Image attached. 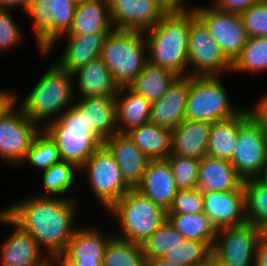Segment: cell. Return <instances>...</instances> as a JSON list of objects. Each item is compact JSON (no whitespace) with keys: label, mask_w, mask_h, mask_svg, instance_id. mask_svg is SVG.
Returning <instances> with one entry per match:
<instances>
[{"label":"cell","mask_w":267,"mask_h":266,"mask_svg":"<svg viewBox=\"0 0 267 266\" xmlns=\"http://www.w3.org/2000/svg\"><path fill=\"white\" fill-rule=\"evenodd\" d=\"M102 266H145L142 245L113 237L105 250Z\"/></svg>","instance_id":"obj_36"},{"label":"cell","mask_w":267,"mask_h":266,"mask_svg":"<svg viewBox=\"0 0 267 266\" xmlns=\"http://www.w3.org/2000/svg\"><path fill=\"white\" fill-rule=\"evenodd\" d=\"M78 205L77 198L33 194L1 210L29 233L48 257H59L78 228L74 223Z\"/></svg>","instance_id":"obj_1"},{"label":"cell","mask_w":267,"mask_h":266,"mask_svg":"<svg viewBox=\"0 0 267 266\" xmlns=\"http://www.w3.org/2000/svg\"><path fill=\"white\" fill-rule=\"evenodd\" d=\"M204 213L203 196L197 189L178 190L167 214Z\"/></svg>","instance_id":"obj_43"},{"label":"cell","mask_w":267,"mask_h":266,"mask_svg":"<svg viewBox=\"0 0 267 266\" xmlns=\"http://www.w3.org/2000/svg\"><path fill=\"white\" fill-rule=\"evenodd\" d=\"M262 234L267 237V226L262 229Z\"/></svg>","instance_id":"obj_56"},{"label":"cell","mask_w":267,"mask_h":266,"mask_svg":"<svg viewBox=\"0 0 267 266\" xmlns=\"http://www.w3.org/2000/svg\"><path fill=\"white\" fill-rule=\"evenodd\" d=\"M231 70L232 62L212 38L206 24L190 7L188 76H221L231 73Z\"/></svg>","instance_id":"obj_9"},{"label":"cell","mask_w":267,"mask_h":266,"mask_svg":"<svg viewBox=\"0 0 267 266\" xmlns=\"http://www.w3.org/2000/svg\"><path fill=\"white\" fill-rule=\"evenodd\" d=\"M185 238L168 219L143 243L145 259L162 257Z\"/></svg>","instance_id":"obj_38"},{"label":"cell","mask_w":267,"mask_h":266,"mask_svg":"<svg viewBox=\"0 0 267 266\" xmlns=\"http://www.w3.org/2000/svg\"><path fill=\"white\" fill-rule=\"evenodd\" d=\"M248 37H267V0H261L240 14Z\"/></svg>","instance_id":"obj_41"},{"label":"cell","mask_w":267,"mask_h":266,"mask_svg":"<svg viewBox=\"0 0 267 266\" xmlns=\"http://www.w3.org/2000/svg\"><path fill=\"white\" fill-rule=\"evenodd\" d=\"M100 58L107 65L119 87H129L148 62L144 32L111 30L104 42Z\"/></svg>","instance_id":"obj_6"},{"label":"cell","mask_w":267,"mask_h":266,"mask_svg":"<svg viewBox=\"0 0 267 266\" xmlns=\"http://www.w3.org/2000/svg\"><path fill=\"white\" fill-rule=\"evenodd\" d=\"M15 99V92L9 89L1 88L0 90V114Z\"/></svg>","instance_id":"obj_49"},{"label":"cell","mask_w":267,"mask_h":266,"mask_svg":"<svg viewBox=\"0 0 267 266\" xmlns=\"http://www.w3.org/2000/svg\"><path fill=\"white\" fill-rule=\"evenodd\" d=\"M190 8L167 12L154 27L144 32L148 62L188 76V35Z\"/></svg>","instance_id":"obj_2"},{"label":"cell","mask_w":267,"mask_h":266,"mask_svg":"<svg viewBox=\"0 0 267 266\" xmlns=\"http://www.w3.org/2000/svg\"><path fill=\"white\" fill-rule=\"evenodd\" d=\"M178 77L169 69L147 62L129 87L152 103L159 100Z\"/></svg>","instance_id":"obj_30"},{"label":"cell","mask_w":267,"mask_h":266,"mask_svg":"<svg viewBox=\"0 0 267 266\" xmlns=\"http://www.w3.org/2000/svg\"><path fill=\"white\" fill-rule=\"evenodd\" d=\"M259 179L267 186V164L265 165L263 174Z\"/></svg>","instance_id":"obj_53"},{"label":"cell","mask_w":267,"mask_h":266,"mask_svg":"<svg viewBox=\"0 0 267 266\" xmlns=\"http://www.w3.org/2000/svg\"><path fill=\"white\" fill-rule=\"evenodd\" d=\"M126 134L150 159H167L172 153V131L152 122L135 127Z\"/></svg>","instance_id":"obj_29"},{"label":"cell","mask_w":267,"mask_h":266,"mask_svg":"<svg viewBox=\"0 0 267 266\" xmlns=\"http://www.w3.org/2000/svg\"><path fill=\"white\" fill-rule=\"evenodd\" d=\"M41 129L14 99L0 114V158L10 166H22Z\"/></svg>","instance_id":"obj_11"},{"label":"cell","mask_w":267,"mask_h":266,"mask_svg":"<svg viewBox=\"0 0 267 266\" xmlns=\"http://www.w3.org/2000/svg\"><path fill=\"white\" fill-rule=\"evenodd\" d=\"M145 266H181L162 257L145 259Z\"/></svg>","instance_id":"obj_50"},{"label":"cell","mask_w":267,"mask_h":266,"mask_svg":"<svg viewBox=\"0 0 267 266\" xmlns=\"http://www.w3.org/2000/svg\"><path fill=\"white\" fill-rule=\"evenodd\" d=\"M135 189L167 211L178 191L169 162L166 159L150 160Z\"/></svg>","instance_id":"obj_22"},{"label":"cell","mask_w":267,"mask_h":266,"mask_svg":"<svg viewBox=\"0 0 267 266\" xmlns=\"http://www.w3.org/2000/svg\"><path fill=\"white\" fill-rule=\"evenodd\" d=\"M193 266H209V258L206 259L205 261H202L200 263H197V264H195Z\"/></svg>","instance_id":"obj_54"},{"label":"cell","mask_w":267,"mask_h":266,"mask_svg":"<svg viewBox=\"0 0 267 266\" xmlns=\"http://www.w3.org/2000/svg\"><path fill=\"white\" fill-rule=\"evenodd\" d=\"M166 160L171 166L178 190L197 189L200 159L170 155Z\"/></svg>","instance_id":"obj_40"},{"label":"cell","mask_w":267,"mask_h":266,"mask_svg":"<svg viewBox=\"0 0 267 266\" xmlns=\"http://www.w3.org/2000/svg\"><path fill=\"white\" fill-rule=\"evenodd\" d=\"M0 224L14 228L0 243V266H36L48 258L36 240L16 225L1 209Z\"/></svg>","instance_id":"obj_17"},{"label":"cell","mask_w":267,"mask_h":266,"mask_svg":"<svg viewBox=\"0 0 267 266\" xmlns=\"http://www.w3.org/2000/svg\"><path fill=\"white\" fill-rule=\"evenodd\" d=\"M204 214L219 230L247 223L243 184L237 190L202 193Z\"/></svg>","instance_id":"obj_18"},{"label":"cell","mask_w":267,"mask_h":266,"mask_svg":"<svg viewBox=\"0 0 267 266\" xmlns=\"http://www.w3.org/2000/svg\"><path fill=\"white\" fill-rule=\"evenodd\" d=\"M41 75L23 100L15 92V101L32 122L43 128L72 106L75 96L73 75L56 63Z\"/></svg>","instance_id":"obj_3"},{"label":"cell","mask_w":267,"mask_h":266,"mask_svg":"<svg viewBox=\"0 0 267 266\" xmlns=\"http://www.w3.org/2000/svg\"><path fill=\"white\" fill-rule=\"evenodd\" d=\"M209 266H225L219 262L213 255L209 257Z\"/></svg>","instance_id":"obj_52"},{"label":"cell","mask_w":267,"mask_h":266,"mask_svg":"<svg viewBox=\"0 0 267 266\" xmlns=\"http://www.w3.org/2000/svg\"><path fill=\"white\" fill-rule=\"evenodd\" d=\"M11 12L0 9V53L11 51L24 41V30L20 29Z\"/></svg>","instance_id":"obj_42"},{"label":"cell","mask_w":267,"mask_h":266,"mask_svg":"<svg viewBox=\"0 0 267 266\" xmlns=\"http://www.w3.org/2000/svg\"><path fill=\"white\" fill-rule=\"evenodd\" d=\"M36 266H61L59 257H48Z\"/></svg>","instance_id":"obj_51"},{"label":"cell","mask_w":267,"mask_h":266,"mask_svg":"<svg viewBox=\"0 0 267 266\" xmlns=\"http://www.w3.org/2000/svg\"><path fill=\"white\" fill-rule=\"evenodd\" d=\"M247 223L260 229L267 226V186L259 179L243 180Z\"/></svg>","instance_id":"obj_35"},{"label":"cell","mask_w":267,"mask_h":266,"mask_svg":"<svg viewBox=\"0 0 267 266\" xmlns=\"http://www.w3.org/2000/svg\"><path fill=\"white\" fill-rule=\"evenodd\" d=\"M262 229L245 223L217 230L212 255L225 266H255Z\"/></svg>","instance_id":"obj_13"},{"label":"cell","mask_w":267,"mask_h":266,"mask_svg":"<svg viewBox=\"0 0 267 266\" xmlns=\"http://www.w3.org/2000/svg\"><path fill=\"white\" fill-rule=\"evenodd\" d=\"M72 75L75 98L88 96L116 97L118 94L120 87L115 83L107 65L100 57L91 60Z\"/></svg>","instance_id":"obj_21"},{"label":"cell","mask_w":267,"mask_h":266,"mask_svg":"<svg viewBox=\"0 0 267 266\" xmlns=\"http://www.w3.org/2000/svg\"><path fill=\"white\" fill-rule=\"evenodd\" d=\"M86 174L87 185L106 212L131 187L124 180L113 154L102 144L79 169Z\"/></svg>","instance_id":"obj_10"},{"label":"cell","mask_w":267,"mask_h":266,"mask_svg":"<svg viewBox=\"0 0 267 266\" xmlns=\"http://www.w3.org/2000/svg\"><path fill=\"white\" fill-rule=\"evenodd\" d=\"M212 255V248L205 242L184 239L162 256L181 266H193Z\"/></svg>","instance_id":"obj_39"},{"label":"cell","mask_w":267,"mask_h":266,"mask_svg":"<svg viewBox=\"0 0 267 266\" xmlns=\"http://www.w3.org/2000/svg\"><path fill=\"white\" fill-rule=\"evenodd\" d=\"M221 76H190L186 120L214 123L239 114L244 108L233 106Z\"/></svg>","instance_id":"obj_7"},{"label":"cell","mask_w":267,"mask_h":266,"mask_svg":"<svg viewBox=\"0 0 267 266\" xmlns=\"http://www.w3.org/2000/svg\"><path fill=\"white\" fill-rule=\"evenodd\" d=\"M255 266H267V237L263 234L258 241Z\"/></svg>","instance_id":"obj_47"},{"label":"cell","mask_w":267,"mask_h":266,"mask_svg":"<svg viewBox=\"0 0 267 266\" xmlns=\"http://www.w3.org/2000/svg\"><path fill=\"white\" fill-rule=\"evenodd\" d=\"M239 134V114L212 123L206 149L210 157L232 160Z\"/></svg>","instance_id":"obj_31"},{"label":"cell","mask_w":267,"mask_h":266,"mask_svg":"<svg viewBox=\"0 0 267 266\" xmlns=\"http://www.w3.org/2000/svg\"><path fill=\"white\" fill-rule=\"evenodd\" d=\"M117 132L126 133L150 122L152 103L130 87H120L116 96Z\"/></svg>","instance_id":"obj_28"},{"label":"cell","mask_w":267,"mask_h":266,"mask_svg":"<svg viewBox=\"0 0 267 266\" xmlns=\"http://www.w3.org/2000/svg\"><path fill=\"white\" fill-rule=\"evenodd\" d=\"M261 0H213L212 5L225 12L241 14Z\"/></svg>","instance_id":"obj_45"},{"label":"cell","mask_w":267,"mask_h":266,"mask_svg":"<svg viewBox=\"0 0 267 266\" xmlns=\"http://www.w3.org/2000/svg\"><path fill=\"white\" fill-rule=\"evenodd\" d=\"M114 233L96 226H79L65 251L59 256L61 266H102L103 256Z\"/></svg>","instance_id":"obj_15"},{"label":"cell","mask_w":267,"mask_h":266,"mask_svg":"<svg viewBox=\"0 0 267 266\" xmlns=\"http://www.w3.org/2000/svg\"><path fill=\"white\" fill-rule=\"evenodd\" d=\"M189 89L190 76H179L159 100L152 102L150 122L174 130L185 120Z\"/></svg>","instance_id":"obj_19"},{"label":"cell","mask_w":267,"mask_h":266,"mask_svg":"<svg viewBox=\"0 0 267 266\" xmlns=\"http://www.w3.org/2000/svg\"><path fill=\"white\" fill-rule=\"evenodd\" d=\"M109 32H94L91 35L61 36L66 37V44L55 62L61 69L74 73L91 60L101 55L105 39Z\"/></svg>","instance_id":"obj_23"},{"label":"cell","mask_w":267,"mask_h":266,"mask_svg":"<svg viewBox=\"0 0 267 266\" xmlns=\"http://www.w3.org/2000/svg\"><path fill=\"white\" fill-rule=\"evenodd\" d=\"M58 147L62 161L81 168L103 141L88 128L85 109L77 101L42 128Z\"/></svg>","instance_id":"obj_4"},{"label":"cell","mask_w":267,"mask_h":266,"mask_svg":"<svg viewBox=\"0 0 267 266\" xmlns=\"http://www.w3.org/2000/svg\"><path fill=\"white\" fill-rule=\"evenodd\" d=\"M212 123L184 120L172 130V153L202 159L206 155Z\"/></svg>","instance_id":"obj_25"},{"label":"cell","mask_w":267,"mask_h":266,"mask_svg":"<svg viewBox=\"0 0 267 266\" xmlns=\"http://www.w3.org/2000/svg\"><path fill=\"white\" fill-rule=\"evenodd\" d=\"M190 7L206 24L212 38L220 46L224 55L233 63L241 54L248 40L240 14L222 11L210 5H193Z\"/></svg>","instance_id":"obj_14"},{"label":"cell","mask_w":267,"mask_h":266,"mask_svg":"<svg viewBox=\"0 0 267 266\" xmlns=\"http://www.w3.org/2000/svg\"><path fill=\"white\" fill-rule=\"evenodd\" d=\"M79 173V168L74 164L66 161H59L53 164L46 170L42 171V184L44 193L37 192L38 196H49V197H62V198H77L76 195L68 193L71 188L76 185L75 179L78 177L76 174ZM65 193L68 195L66 196ZM70 194V195H69Z\"/></svg>","instance_id":"obj_32"},{"label":"cell","mask_w":267,"mask_h":266,"mask_svg":"<svg viewBox=\"0 0 267 266\" xmlns=\"http://www.w3.org/2000/svg\"><path fill=\"white\" fill-rule=\"evenodd\" d=\"M106 212L118 225L115 237L140 245L167 219V211L163 207L135 188H131Z\"/></svg>","instance_id":"obj_5"},{"label":"cell","mask_w":267,"mask_h":266,"mask_svg":"<svg viewBox=\"0 0 267 266\" xmlns=\"http://www.w3.org/2000/svg\"><path fill=\"white\" fill-rule=\"evenodd\" d=\"M32 0H0V9L14 10L19 7L23 12L27 13Z\"/></svg>","instance_id":"obj_48"},{"label":"cell","mask_w":267,"mask_h":266,"mask_svg":"<svg viewBox=\"0 0 267 266\" xmlns=\"http://www.w3.org/2000/svg\"><path fill=\"white\" fill-rule=\"evenodd\" d=\"M76 5L75 0H32L26 15L32 21L36 50L42 57L50 55L61 36L69 32Z\"/></svg>","instance_id":"obj_8"},{"label":"cell","mask_w":267,"mask_h":266,"mask_svg":"<svg viewBox=\"0 0 267 266\" xmlns=\"http://www.w3.org/2000/svg\"><path fill=\"white\" fill-rule=\"evenodd\" d=\"M114 29L145 32L167 13L155 0H107Z\"/></svg>","instance_id":"obj_16"},{"label":"cell","mask_w":267,"mask_h":266,"mask_svg":"<svg viewBox=\"0 0 267 266\" xmlns=\"http://www.w3.org/2000/svg\"><path fill=\"white\" fill-rule=\"evenodd\" d=\"M232 73L267 72V37H248L241 54L232 63Z\"/></svg>","instance_id":"obj_34"},{"label":"cell","mask_w":267,"mask_h":266,"mask_svg":"<svg viewBox=\"0 0 267 266\" xmlns=\"http://www.w3.org/2000/svg\"><path fill=\"white\" fill-rule=\"evenodd\" d=\"M85 109V120L88 128L104 142L117 133V102L116 97L88 96L75 98Z\"/></svg>","instance_id":"obj_26"},{"label":"cell","mask_w":267,"mask_h":266,"mask_svg":"<svg viewBox=\"0 0 267 266\" xmlns=\"http://www.w3.org/2000/svg\"><path fill=\"white\" fill-rule=\"evenodd\" d=\"M59 161H61V157L58 147L50 136L41 129L31 144L23 164H31V167L43 171Z\"/></svg>","instance_id":"obj_37"},{"label":"cell","mask_w":267,"mask_h":266,"mask_svg":"<svg viewBox=\"0 0 267 266\" xmlns=\"http://www.w3.org/2000/svg\"><path fill=\"white\" fill-rule=\"evenodd\" d=\"M246 109L250 118L267 134V92L259 95L253 107Z\"/></svg>","instance_id":"obj_44"},{"label":"cell","mask_w":267,"mask_h":266,"mask_svg":"<svg viewBox=\"0 0 267 266\" xmlns=\"http://www.w3.org/2000/svg\"><path fill=\"white\" fill-rule=\"evenodd\" d=\"M167 219L185 239L205 242L213 248L217 230L204 213L167 214Z\"/></svg>","instance_id":"obj_33"},{"label":"cell","mask_w":267,"mask_h":266,"mask_svg":"<svg viewBox=\"0 0 267 266\" xmlns=\"http://www.w3.org/2000/svg\"><path fill=\"white\" fill-rule=\"evenodd\" d=\"M230 163L243 180L260 178L267 164V134L245 107L239 113V134Z\"/></svg>","instance_id":"obj_12"},{"label":"cell","mask_w":267,"mask_h":266,"mask_svg":"<svg viewBox=\"0 0 267 266\" xmlns=\"http://www.w3.org/2000/svg\"><path fill=\"white\" fill-rule=\"evenodd\" d=\"M103 144L113 154L122 176L131 188L141 182L150 159L133 143L126 133H115Z\"/></svg>","instance_id":"obj_20"},{"label":"cell","mask_w":267,"mask_h":266,"mask_svg":"<svg viewBox=\"0 0 267 266\" xmlns=\"http://www.w3.org/2000/svg\"><path fill=\"white\" fill-rule=\"evenodd\" d=\"M88 1H92V0H75L76 4L86 3Z\"/></svg>","instance_id":"obj_55"},{"label":"cell","mask_w":267,"mask_h":266,"mask_svg":"<svg viewBox=\"0 0 267 266\" xmlns=\"http://www.w3.org/2000/svg\"><path fill=\"white\" fill-rule=\"evenodd\" d=\"M107 0H92L76 5L73 22L64 36L91 35L113 30Z\"/></svg>","instance_id":"obj_27"},{"label":"cell","mask_w":267,"mask_h":266,"mask_svg":"<svg viewBox=\"0 0 267 266\" xmlns=\"http://www.w3.org/2000/svg\"><path fill=\"white\" fill-rule=\"evenodd\" d=\"M242 184L230 161L208 155L200 159L197 190L201 193L237 190Z\"/></svg>","instance_id":"obj_24"},{"label":"cell","mask_w":267,"mask_h":266,"mask_svg":"<svg viewBox=\"0 0 267 266\" xmlns=\"http://www.w3.org/2000/svg\"><path fill=\"white\" fill-rule=\"evenodd\" d=\"M161 7H163L167 12H179L187 11L190 6H186V0H155Z\"/></svg>","instance_id":"obj_46"}]
</instances>
